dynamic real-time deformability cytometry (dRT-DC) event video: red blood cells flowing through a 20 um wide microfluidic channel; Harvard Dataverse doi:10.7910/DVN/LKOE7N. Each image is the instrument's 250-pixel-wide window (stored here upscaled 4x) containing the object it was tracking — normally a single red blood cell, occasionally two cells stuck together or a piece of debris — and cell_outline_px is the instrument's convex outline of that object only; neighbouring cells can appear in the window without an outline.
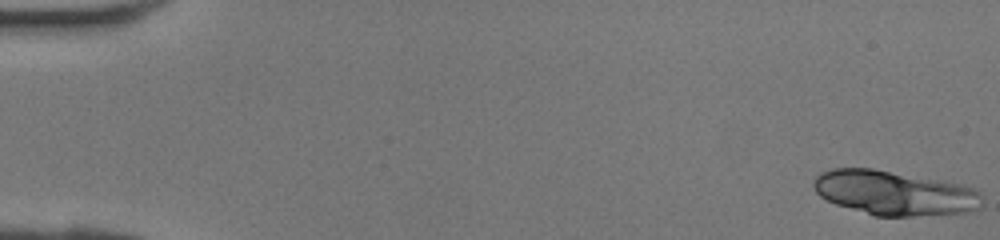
{"species": "human", "species_latin": "Homo sapiens", "temperature_condition": "room temperature", "stored_images_in_passage": 42, "segment_of_instrument_passage": [1, 2], "camera_frame_rate_fps": 3000, "um_per_image_px": 0.085, "donor": {"sex": "female"}, "frame": {"image": 1, "passage_image": 1, "time_ms": 0.0, "image_size_px": [1000, 240], "cell_outline_px": [[984, 204], [980, 208], [972, 212], [912, 216], [872, 216], [836, 204], [820, 196], [816, 192], [812, 184], [812, 180], [820, 172], [832, 168], [872, 168], [964, 184], [980, 188], [984, 196]], "centroid_in_image_um": [76.1, 16.4], "position_along_channel_um": 8.9, "area_um2": 44.56}}
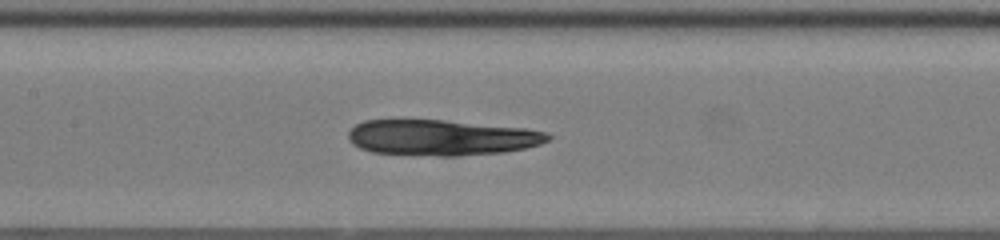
{"frame": {"image": 2, "passage_image": 20, "time_ms": 6.333, "image_size_px": [1000, 240], "cell_outline_px": [[552, 140], [540, 144], [524, 148], [504, 152], [456, 156], [440, 156], [372, 152], [360, 148], [352, 144], [348, 140], [348, 132], [356, 124], [364, 120], [444, 120], [528, 128], [548, 132], [552, 136]], "centroid_in_image_um": [37.57, 11.69], "position_along_channel_um": 169.8, "area_um2": 41.79}}
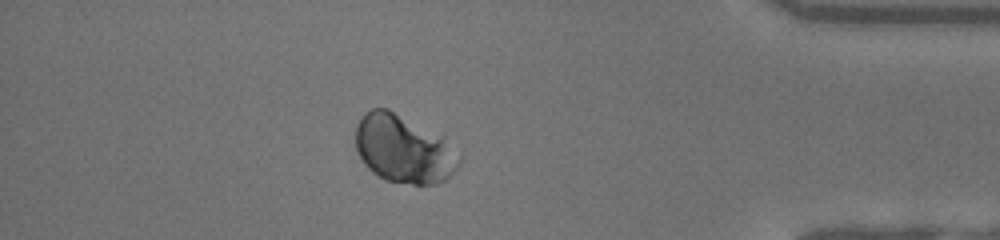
{"frame": {"image": 3, "passage_image": 36, "time_ms": 11.667, "image_size_px": [1000, 240], "cell_outline_px": [[460, 164], [444, 180], [436, 184], [412, 184], [384, 180], [372, 172], [364, 164], [356, 152], [356, 124], [364, 112], [372, 108], [388, 108], [440, 140], [460, 156]], "centroid_in_image_um": [34.18, 12.71], "position_along_channel_um": 401.0, "area_um2": 39.59}}